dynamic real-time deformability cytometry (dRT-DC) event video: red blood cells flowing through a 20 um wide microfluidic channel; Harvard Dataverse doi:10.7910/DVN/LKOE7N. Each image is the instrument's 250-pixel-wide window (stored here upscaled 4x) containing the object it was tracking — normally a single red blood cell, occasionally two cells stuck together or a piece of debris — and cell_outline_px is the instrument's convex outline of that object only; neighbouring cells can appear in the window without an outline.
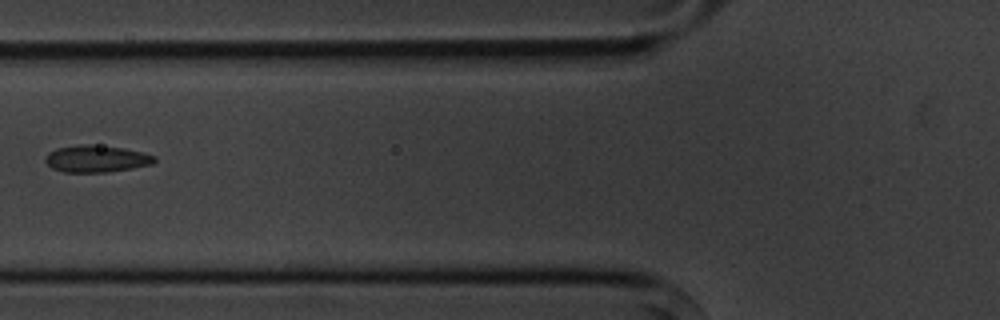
{"species": "common noctule bat (a hibernating species)", "species_latin": "Nyctalus noctula", "temperature_condition": "cold", "stored_images_in_passage": 7, "camera_frame_rate_fps": 3000, "um_per_image_px": 0.085, "animal": {"sex": "male", "body_mass_g": 20.1, "forearm_length_mm": 53.5}, "frame": {"image": 1, "passage_image": 6, "time_ms": 6.667, "image_size_px": [1000, 320], "cell_outline_px": [[156, 160], [152, 164], [132, 168], [108, 172], [64, 172], [52, 168], [44, 160], [48, 152], [56, 148], [80, 144], [88, 144], [124, 148], [144, 152], [156, 156]], "centroid_in_image_um": [8.2, 13.49], "position_along_channel_um": 117.6, "area_um2": 17.22}}
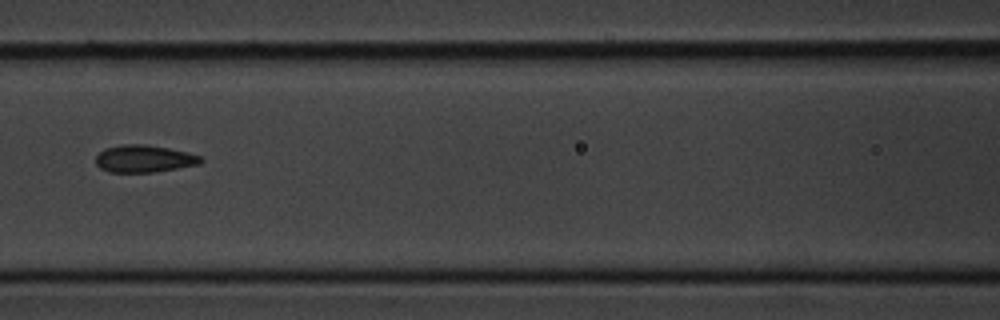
{"frame": {"image": 2, "passage_image": 7, "time_ms": 7.667, "image_size_px": [1000, 320], "cell_outline_px": [[204, 160], [200, 164], [152, 172], [108, 172], [100, 168], [96, 164], [96, 156], [104, 148], [120, 144], [144, 144], [168, 148], [188, 152], [200, 156]], "centroid_in_image_um": [12.23, 13.48], "position_along_channel_um": 154.4, "area_um2": 16.7}}